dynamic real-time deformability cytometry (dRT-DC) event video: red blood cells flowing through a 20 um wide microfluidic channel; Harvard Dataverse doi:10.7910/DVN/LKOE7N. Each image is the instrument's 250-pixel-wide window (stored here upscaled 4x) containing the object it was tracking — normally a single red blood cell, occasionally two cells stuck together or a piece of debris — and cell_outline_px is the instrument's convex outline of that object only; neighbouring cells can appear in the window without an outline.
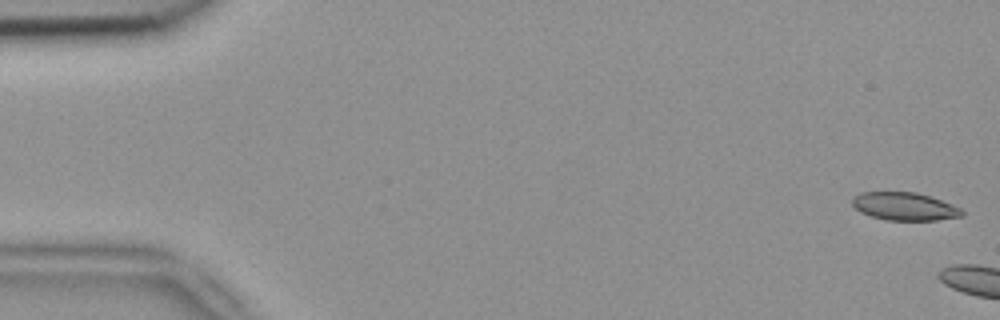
{"species": "common noctule bat (a hibernating species)", "species_latin": "Nyctalus noctula", "temperature_condition": "room temperature", "stored_images_in_passage": 4, "camera_frame_rate_fps": 3000, "um_per_image_px": 0.085, "animal": {"sex": "female", "body_mass_g": 18.4}, "frame": {"image": 1, "passage_image": 1, "time_ms": 0.0, "image_size_px": [1000, 320], "cell_outline_px": [[964, 216], [936, 220], [888, 220], [872, 216], [860, 212], [852, 204], [852, 196], [860, 192], [916, 192], [952, 204], [960, 208], [964, 212]], "centroid_in_image_um": [76.87, 17.54], "position_along_channel_um": 8.1, "area_um2": 17.8}}